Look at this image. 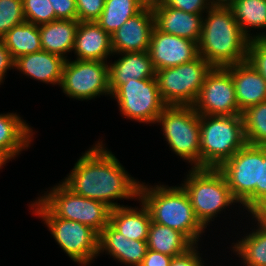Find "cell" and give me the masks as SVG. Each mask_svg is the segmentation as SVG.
Wrapping results in <instances>:
<instances>
[{"label":"cell","instance_id":"obj_34","mask_svg":"<svg viewBox=\"0 0 266 266\" xmlns=\"http://www.w3.org/2000/svg\"><path fill=\"white\" fill-rule=\"evenodd\" d=\"M105 0H76L77 20L96 21L104 9Z\"/></svg>","mask_w":266,"mask_h":266},{"label":"cell","instance_id":"obj_26","mask_svg":"<svg viewBox=\"0 0 266 266\" xmlns=\"http://www.w3.org/2000/svg\"><path fill=\"white\" fill-rule=\"evenodd\" d=\"M193 245L183 233L152 221L147 238L148 249L174 257Z\"/></svg>","mask_w":266,"mask_h":266},{"label":"cell","instance_id":"obj_24","mask_svg":"<svg viewBox=\"0 0 266 266\" xmlns=\"http://www.w3.org/2000/svg\"><path fill=\"white\" fill-rule=\"evenodd\" d=\"M78 24V20H56L40 25L42 49L67 60L65 55L72 53Z\"/></svg>","mask_w":266,"mask_h":266},{"label":"cell","instance_id":"obj_44","mask_svg":"<svg viewBox=\"0 0 266 266\" xmlns=\"http://www.w3.org/2000/svg\"><path fill=\"white\" fill-rule=\"evenodd\" d=\"M259 215L266 220V207L264 208V210Z\"/></svg>","mask_w":266,"mask_h":266},{"label":"cell","instance_id":"obj_10","mask_svg":"<svg viewBox=\"0 0 266 266\" xmlns=\"http://www.w3.org/2000/svg\"><path fill=\"white\" fill-rule=\"evenodd\" d=\"M233 197L250 214H256V184H259L260 146L245 144L218 168Z\"/></svg>","mask_w":266,"mask_h":266},{"label":"cell","instance_id":"obj_2","mask_svg":"<svg viewBox=\"0 0 266 266\" xmlns=\"http://www.w3.org/2000/svg\"><path fill=\"white\" fill-rule=\"evenodd\" d=\"M206 14L202 19L199 55L218 68L245 62L250 39L242 32L230 7L211 6Z\"/></svg>","mask_w":266,"mask_h":266},{"label":"cell","instance_id":"obj_36","mask_svg":"<svg viewBox=\"0 0 266 266\" xmlns=\"http://www.w3.org/2000/svg\"><path fill=\"white\" fill-rule=\"evenodd\" d=\"M168 7L192 14L206 13L212 6L209 0H160Z\"/></svg>","mask_w":266,"mask_h":266},{"label":"cell","instance_id":"obj_6","mask_svg":"<svg viewBox=\"0 0 266 266\" xmlns=\"http://www.w3.org/2000/svg\"><path fill=\"white\" fill-rule=\"evenodd\" d=\"M47 225L49 232L72 261L79 266H88L98 257L99 234L82 223L57 217L39 198L30 205Z\"/></svg>","mask_w":266,"mask_h":266},{"label":"cell","instance_id":"obj_17","mask_svg":"<svg viewBox=\"0 0 266 266\" xmlns=\"http://www.w3.org/2000/svg\"><path fill=\"white\" fill-rule=\"evenodd\" d=\"M235 85L238 108H247L266 101V81L247 61L224 67Z\"/></svg>","mask_w":266,"mask_h":266},{"label":"cell","instance_id":"obj_16","mask_svg":"<svg viewBox=\"0 0 266 266\" xmlns=\"http://www.w3.org/2000/svg\"><path fill=\"white\" fill-rule=\"evenodd\" d=\"M155 27L166 33L199 43L203 14H192L166 6L160 0L149 2Z\"/></svg>","mask_w":266,"mask_h":266},{"label":"cell","instance_id":"obj_31","mask_svg":"<svg viewBox=\"0 0 266 266\" xmlns=\"http://www.w3.org/2000/svg\"><path fill=\"white\" fill-rule=\"evenodd\" d=\"M25 21L40 26L56 21L51 0H22Z\"/></svg>","mask_w":266,"mask_h":266},{"label":"cell","instance_id":"obj_38","mask_svg":"<svg viewBox=\"0 0 266 266\" xmlns=\"http://www.w3.org/2000/svg\"><path fill=\"white\" fill-rule=\"evenodd\" d=\"M198 249L197 244H194L185 253L174 256L171 259L169 266H204V261L201 258Z\"/></svg>","mask_w":266,"mask_h":266},{"label":"cell","instance_id":"obj_27","mask_svg":"<svg viewBox=\"0 0 266 266\" xmlns=\"http://www.w3.org/2000/svg\"><path fill=\"white\" fill-rule=\"evenodd\" d=\"M14 60L42 49L39 26L27 21L12 27L2 38Z\"/></svg>","mask_w":266,"mask_h":266},{"label":"cell","instance_id":"obj_5","mask_svg":"<svg viewBox=\"0 0 266 266\" xmlns=\"http://www.w3.org/2000/svg\"><path fill=\"white\" fill-rule=\"evenodd\" d=\"M184 180L181 186L190 199L196 218L205 228L226 207L239 203L218 168H191Z\"/></svg>","mask_w":266,"mask_h":266},{"label":"cell","instance_id":"obj_32","mask_svg":"<svg viewBox=\"0 0 266 266\" xmlns=\"http://www.w3.org/2000/svg\"><path fill=\"white\" fill-rule=\"evenodd\" d=\"M24 21L22 0H0V39L12 27Z\"/></svg>","mask_w":266,"mask_h":266},{"label":"cell","instance_id":"obj_1","mask_svg":"<svg viewBox=\"0 0 266 266\" xmlns=\"http://www.w3.org/2000/svg\"><path fill=\"white\" fill-rule=\"evenodd\" d=\"M103 141L95 142L74 164L62 181L82 197L104 202L111 209L123 207L115 200L139 198L140 181L134 179Z\"/></svg>","mask_w":266,"mask_h":266},{"label":"cell","instance_id":"obj_42","mask_svg":"<svg viewBox=\"0 0 266 266\" xmlns=\"http://www.w3.org/2000/svg\"><path fill=\"white\" fill-rule=\"evenodd\" d=\"M9 161L10 159L3 152L0 151V169H2V167H4L3 165L8 163Z\"/></svg>","mask_w":266,"mask_h":266},{"label":"cell","instance_id":"obj_3","mask_svg":"<svg viewBox=\"0 0 266 266\" xmlns=\"http://www.w3.org/2000/svg\"><path fill=\"white\" fill-rule=\"evenodd\" d=\"M140 183L139 200L148 208L151 221L183 233L193 244L205 227L196 218L190 199L182 186Z\"/></svg>","mask_w":266,"mask_h":266},{"label":"cell","instance_id":"obj_19","mask_svg":"<svg viewBox=\"0 0 266 266\" xmlns=\"http://www.w3.org/2000/svg\"><path fill=\"white\" fill-rule=\"evenodd\" d=\"M147 249V240L127 239L110 224L99 233L98 256L105 251L126 266H140Z\"/></svg>","mask_w":266,"mask_h":266},{"label":"cell","instance_id":"obj_20","mask_svg":"<svg viewBox=\"0 0 266 266\" xmlns=\"http://www.w3.org/2000/svg\"><path fill=\"white\" fill-rule=\"evenodd\" d=\"M117 54L121 57L113 63H108L111 94L130 80L155 78L156 70L148 51Z\"/></svg>","mask_w":266,"mask_h":266},{"label":"cell","instance_id":"obj_35","mask_svg":"<svg viewBox=\"0 0 266 266\" xmlns=\"http://www.w3.org/2000/svg\"><path fill=\"white\" fill-rule=\"evenodd\" d=\"M266 207V147L260 146L259 184H256V214Z\"/></svg>","mask_w":266,"mask_h":266},{"label":"cell","instance_id":"obj_4","mask_svg":"<svg viewBox=\"0 0 266 266\" xmlns=\"http://www.w3.org/2000/svg\"><path fill=\"white\" fill-rule=\"evenodd\" d=\"M245 144L242 114L200 115V168H219Z\"/></svg>","mask_w":266,"mask_h":266},{"label":"cell","instance_id":"obj_28","mask_svg":"<svg viewBox=\"0 0 266 266\" xmlns=\"http://www.w3.org/2000/svg\"><path fill=\"white\" fill-rule=\"evenodd\" d=\"M148 3L147 0H105L104 9L95 22L111 36Z\"/></svg>","mask_w":266,"mask_h":266},{"label":"cell","instance_id":"obj_14","mask_svg":"<svg viewBox=\"0 0 266 266\" xmlns=\"http://www.w3.org/2000/svg\"><path fill=\"white\" fill-rule=\"evenodd\" d=\"M155 70L173 68L199 56L198 43L154 27L148 49Z\"/></svg>","mask_w":266,"mask_h":266},{"label":"cell","instance_id":"obj_22","mask_svg":"<svg viewBox=\"0 0 266 266\" xmlns=\"http://www.w3.org/2000/svg\"><path fill=\"white\" fill-rule=\"evenodd\" d=\"M140 208L128 205L111 209L109 224L130 240H147L152 223L148 208L142 201Z\"/></svg>","mask_w":266,"mask_h":266},{"label":"cell","instance_id":"obj_15","mask_svg":"<svg viewBox=\"0 0 266 266\" xmlns=\"http://www.w3.org/2000/svg\"><path fill=\"white\" fill-rule=\"evenodd\" d=\"M154 27V14L148 3L111 35L113 55L148 51Z\"/></svg>","mask_w":266,"mask_h":266},{"label":"cell","instance_id":"obj_39","mask_svg":"<svg viewBox=\"0 0 266 266\" xmlns=\"http://www.w3.org/2000/svg\"><path fill=\"white\" fill-rule=\"evenodd\" d=\"M173 257L147 249L140 266H169Z\"/></svg>","mask_w":266,"mask_h":266},{"label":"cell","instance_id":"obj_13","mask_svg":"<svg viewBox=\"0 0 266 266\" xmlns=\"http://www.w3.org/2000/svg\"><path fill=\"white\" fill-rule=\"evenodd\" d=\"M192 107L200 115L242 114L238 108L231 74L225 68L213 67L206 75Z\"/></svg>","mask_w":266,"mask_h":266},{"label":"cell","instance_id":"obj_25","mask_svg":"<svg viewBox=\"0 0 266 266\" xmlns=\"http://www.w3.org/2000/svg\"><path fill=\"white\" fill-rule=\"evenodd\" d=\"M257 222V229L232 243L233 252L237 253L245 266H266V220L259 214H251Z\"/></svg>","mask_w":266,"mask_h":266},{"label":"cell","instance_id":"obj_11","mask_svg":"<svg viewBox=\"0 0 266 266\" xmlns=\"http://www.w3.org/2000/svg\"><path fill=\"white\" fill-rule=\"evenodd\" d=\"M123 117L140 123L156 124L167 106L162 100L156 78L130 80L112 94Z\"/></svg>","mask_w":266,"mask_h":266},{"label":"cell","instance_id":"obj_37","mask_svg":"<svg viewBox=\"0 0 266 266\" xmlns=\"http://www.w3.org/2000/svg\"><path fill=\"white\" fill-rule=\"evenodd\" d=\"M56 20H77L76 0H51Z\"/></svg>","mask_w":266,"mask_h":266},{"label":"cell","instance_id":"obj_8","mask_svg":"<svg viewBox=\"0 0 266 266\" xmlns=\"http://www.w3.org/2000/svg\"><path fill=\"white\" fill-rule=\"evenodd\" d=\"M213 67L202 57L173 68L156 70L155 78L167 106H192Z\"/></svg>","mask_w":266,"mask_h":266},{"label":"cell","instance_id":"obj_33","mask_svg":"<svg viewBox=\"0 0 266 266\" xmlns=\"http://www.w3.org/2000/svg\"><path fill=\"white\" fill-rule=\"evenodd\" d=\"M246 61L266 81V38H255L249 41Z\"/></svg>","mask_w":266,"mask_h":266},{"label":"cell","instance_id":"obj_9","mask_svg":"<svg viewBox=\"0 0 266 266\" xmlns=\"http://www.w3.org/2000/svg\"><path fill=\"white\" fill-rule=\"evenodd\" d=\"M39 198L57 217L89 226L98 234L109 224L111 208L104 202L82 197L62 182Z\"/></svg>","mask_w":266,"mask_h":266},{"label":"cell","instance_id":"obj_12","mask_svg":"<svg viewBox=\"0 0 266 266\" xmlns=\"http://www.w3.org/2000/svg\"><path fill=\"white\" fill-rule=\"evenodd\" d=\"M109 62L75 59L66 60L60 87L69 98L91 100L100 95L111 96Z\"/></svg>","mask_w":266,"mask_h":266},{"label":"cell","instance_id":"obj_43","mask_svg":"<svg viewBox=\"0 0 266 266\" xmlns=\"http://www.w3.org/2000/svg\"><path fill=\"white\" fill-rule=\"evenodd\" d=\"M255 38H266V33L262 31V33H257L255 35Z\"/></svg>","mask_w":266,"mask_h":266},{"label":"cell","instance_id":"obj_18","mask_svg":"<svg viewBox=\"0 0 266 266\" xmlns=\"http://www.w3.org/2000/svg\"><path fill=\"white\" fill-rule=\"evenodd\" d=\"M72 51L78 60L107 62L113 56L111 36L95 21L79 22Z\"/></svg>","mask_w":266,"mask_h":266},{"label":"cell","instance_id":"obj_41","mask_svg":"<svg viewBox=\"0 0 266 266\" xmlns=\"http://www.w3.org/2000/svg\"><path fill=\"white\" fill-rule=\"evenodd\" d=\"M234 0H209L212 6H229Z\"/></svg>","mask_w":266,"mask_h":266},{"label":"cell","instance_id":"obj_30","mask_svg":"<svg viewBox=\"0 0 266 266\" xmlns=\"http://www.w3.org/2000/svg\"><path fill=\"white\" fill-rule=\"evenodd\" d=\"M247 144L266 147V101L242 112Z\"/></svg>","mask_w":266,"mask_h":266},{"label":"cell","instance_id":"obj_23","mask_svg":"<svg viewBox=\"0 0 266 266\" xmlns=\"http://www.w3.org/2000/svg\"><path fill=\"white\" fill-rule=\"evenodd\" d=\"M33 129L17 113L0 114V151L10 160L30 147Z\"/></svg>","mask_w":266,"mask_h":266},{"label":"cell","instance_id":"obj_29","mask_svg":"<svg viewBox=\"0 0 266 266\" xmlns=\"http://www.w3.org/2000/svg\"><path fill=\"white\" fill-rule=\"evenodd\" d=\"M229 7L242 32L250 40L255 39L250 29L266 30V0H234Z\"/></svg>","mask_w":266,"mask_h":266},{"label":"cell","instance_id":"obj_21","mask_svg":"<svg viewBox=\"0 0 266 266\" xmlns=\"http://www.w3.org/2000/svg\"><path fill=\"white\" fill-rule=\"evenodd\" d=\"M65 62L63 57L41 50L17 58L14 68L31 79L60 86Z\"/></svg>","mask_w":266,"mask_h":266},{"label":"cell","instance_id":"obj_7","mask_svg":"<svg viewBox=\"0 0 266 266\" xmlns=\"http://www.w3.org/2000/svg\"><path fill=\"white\" fill-rule=\"evenodd\" d=\"M156 123L171 151L200 168V114L192 106H166Z\"/></svg>","mask_w":266,"mask_h":266},{"label":"cell","instance_id":"obj_40","mask_svg":"<svg viewBox=\"0 0 266 266\" xmlns=\"http://www.w3.org/2000/svg\"><path fill=\"white\" fill-rule=\"evenodd\" d=\"M14 64L15 60L12 58L9 50L5 47L4 42L0 39V85L5 80L7 70L14 69Z\"/></svg>","mask_w":266,"mask_h":266}]
</instances>
